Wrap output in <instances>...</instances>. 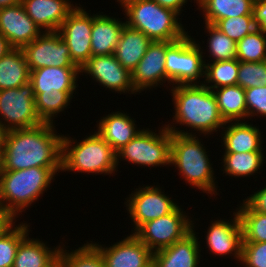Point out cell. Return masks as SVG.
Listing matches in <instances>:
<instances>
[{"label": "cell", "mask_w": 266, "mask_h": 267, "mask_svg": "<svg viewBox=\"0 0 266 267\" xmlns=\"http://www.w3.org/2000/svg\"><path fill=\"white\" fill-rule=\"evenodd\" d=\"M51 123L7 131L1 150L3 171L61 168L63 134Z\"/></svg>", "instance_id": "6da1fadb"}, {"label": "cell", "mask_w": 266, "mask_h": 267, "mask_svg": "<svg viewBox=\"0 0 266 267\" xmlns=\"http://www.w3.org/2000/svg\"><path fill=\"white\" fill-rule=\"evenodd\" d=\"M163 126L171 132L170 165L179 170L178 175L192 188H198L209 195H218L210 155L196 132L178 130L177 125L170 123Z\"/></svg>", "instance_id": "7a4b0ae2"}, {"label": "cell", "mask_w": 266, "mask_h": 267, "mask_svg": "<svg viewBox=\"0 0 266 267\" xmlns=\"http://www.w3.org/2000/svg\"><path fill=\"white\" fill-rule=\"evenodd\" d=\"M170 89L175 111L173 124L188 126L204 136L212 135L225 126L215 94L204 84L176 85Z\"/></svg>", "instance_id": "3957f363"}, {"label": "cell", "mask_w": 266, "mask_h": 267, "mask_svg": "<svg viewBox=\"0 0 266 267\" xmlns=\"http://www.w3.org/2000/svg\"><path fill=\"white\" fill-rule=\"evenodd\" d=\"M61 168L32 167L3 171L0 179V207L14 220L43 196Z\"/></svg>", "instance_id": "277c9868"}, {"label": "cell", "mask_w": 266, "mask_h": 267, "mask_svg": "<svg viewBox=\"0 0 266 267\" xmlns=\"http://www.w3.org/2000/svg\"><path fill=\"white\" fill-rule=\"evenodd\" d=\"M84 138L76 142L70 136L63 135L61 172L97 175L117 172L116 152L113 148L96 131Z\"/></svg>", "instance_id": "5b68a950"}, {"label": "cell", "mask_w": 266, "mask_h": 267, "mask_svg": "<svg viewBox=\"0 0 266 267\" xmlns=\"http://www.w3.org/2000/svg\"><path fill=\"white\" fill-rule=\"evenodd\" d=\"M120 5L127 18L125 24L143 32L152 41H178L188 33L178 20V13L161 7L154 0H126Z\"/></svg>", "instance_id": "8992f818"}, {"label": "cell", "mask_w": 266, "mask_h": 267, "mask_svg": "<svg viewBox=\"0 0 266 267\" xmlns=\"http://www.w3.org/2000/svg\"><path fill=\"white\" fill-rule=\"evenodd\" d=\"M196 42L187 34L166 50L165 69L171 87L204 83L200 78H205V53Z\"/></svg>", "instance_id": "52a82bcc"}, {"label": "cell", "mask_w": 266, "mask_h": 267, "mask_svg": "<svg viewBox=\"0 0 266 267\" xmlns=\"http://www.w3.org/2000/svg\"><path fill=\"white\" fill-rule=\"evenodd\" d=\"M171 132L164 126L158 133L144 129L128 144L116 152L117 167L119 160L143 167L170 166Z\"/></svg>", "instance_id": "ba28073f"}, {"label": "cell", "mask_w": 266, "mask_h": 267, "mask_svg": "<svg viewBox=\"0 0 266 267\" xmlns=\"http://www.w3.org/2000/svg\"><path fill=\"white\" fill-rule=\"evenodd\" d=\"M192 231V220L178 206L172 213L150 220L133 234L152 252L171 246Z\"/></svg>", "instance_id": "9c48e42d"}, {"label": "cell", "mask_w": 266, "mask_h": 267, "mask_svg": "<svg viewBox=\"0 0 266 267\" xmlns=\"http://www.w3.org/2000/svg\"><path fill=\"white\" fill-rule=\"evenodd\" d=\"M0 121L8 131L43 123L36 112L34 89L30 82L19 88L0 90Z\"/></svg>", "instance_id": "30bf717a"}, {"label": "cell", "mask_w": 266, "mask_h": 267, "mask_svg": "<svg viewBox=\"0 0 266 267\" xmlns=\"http://www.w3.org/2000/svg\"><path fill=\"white\" fill-rule=\"evenodd\" d=\"M138 187L126 198V210L130 214L135 232L144 223L172 213L179 205L166 195L158 185Z\"/></svg>", "instance_id": "8fae6325"}, {"label": "cell", "mask_w": 266, "mask_h": 267, "mask_svg": "<svg viewBox=\"0 0 266 267\" xmlns=\"http://www.w3.org/2000/svg\"><path fill=\"white\" fill-rule=\"evenodd\" d=\"M29 70L42 67H78L72 60L68 45L58 32H43L23 46Z\"/></svg>", "instance_id": "7c38bea8"}, {"label": "cell", "mask_w": 266, "mask_h": 267, "mask_svg": "<svg viewBox=\"0 0 266 267\" xmlns=\"http://www.w3.org/2000/svg\"><path fill=\"white\" fill-rule=\"evenodd\" d=\"M76 6L57 31L69 47L71 60L80 68L91 56L93 15Z\"/></svg>", "instance_id": "4fadbf2b"}, {"label": "cell", "mask_w": 266, "mask_h": 267, "mask_svg": "<svg viewBox=\"0 0 266 267\" xmlns=\"http://www.w3.org/2000/svg\"><path fill=\"white\" fill-rule=\"evenodd\" d=\"M80 73L91 75L105 90L111 89L120 94H138L132 84L131 72L118 62L114 54L91 56L80 67Z\"/></svg>", "instance_id": "5bb4252c"}, {"label": "cell", "mask_w": 266, "mask_h": 267, "mask_svg": "<svg viewBox=\"0 0 266 267\" xmlns=\"http://www.w3.org/2000/svg\"><path fill=\"white\" fill-rule=\"evenodd\" d=\"M175 41H152L137 67L131 72L135 91H141L163 85L168 77L165 69L166 50Z\"/></svg>", "instance_id": "9a60e30c"}, {"label": "cell", "mask_w": 266, "mask_h": 267, "mask_svg": "<svg viewBox=\"0 0 266 267\" xmlns=\"http://www.w3.org/2000/svg\"><path fill=\"white\" fill-rule=\"evenodd\" d=\"M233 216L230 221L225 219L211 221L206 232L205 242L210 254L221 257L233 256L239 263L242 253L243 230L237 210L233 211Z\"/></svg>", "instance_id": "2e32d148"}, {"label": "cell", "mask_w": 266, "mask_h": 267, "mask_svg": "<svg viewBox=\"0 0 266 267\" xmlns=\"http://www.w3.org/2000/svg\"><path fill=\"white\" fill-rule=\"evenodd\" d=\"M90 242L101 252L105 267H145L153 260V252L133 233L110 247Z\"/></svg>", "instance_id": "e0dca14e"}, {"label": "cell", "mask_w": 266, "mask_h": 267, "mask_svg": "<svg viewBox=\"0 0 266 267\" xmlns=\"http://www.w3.org/2000/svg\"><path fill=\"white\" fill-rule=\"evenodd\" d=\"M43 32L27 15L22 3L0 8V34L13 48H22Z\"/></svg>", "instance_id": "ac0fdd59"}, {"label": "cell", "mask_w": 266, "mask_h": 267, "mask_svg": "<svg viewBox=\"0 0 266 267\" xmlns=\"http://www.w3.org/2000/svg\"><path fill=\"white\" fill-rule=\"evenodd\" d=\"M194 230L192 221V231L183 239L153 252V261L157 267H198L202 249Z\"/></svg>", "instance_id": "d6986e66"}, {"label": "cell", "mask_w": 266, "mask_h": 267, "mask_svg": "<svg viewBox=\"0 0 266 267\" xmlns=\"http://www.w3.org/2000/svg\"><path fill=\"white\" fill-rule=\"evenodd\" d=\"M27 15L44 32H57L76 7L70 0H21Z\"/></svg>", "instance_id": "ffe728a7"}, {"label": "cell", "mask_w": 266, "mask_h": 267, "mask_svg": "<svg viewBox=\"0 0 266 267\" xmlns=\"http://www.w3.org/2000/svg\"><path fill=\"white\" fill-rule=\"evenodd\" d=\"M228 124V125H226ZM222 128L223 153L263 152L264 141L257 126L242 121H228Z\"/></svg>", "instance_id": "44dd1931"}, {"label": "cell", "mask_w": 266, "mask_h": 267, "mask_svg": "<svg viewBox=\"0 0 266 267\" xmlns=\"http://www.w3.org/2000/svg\"><path fill=\"white\" fill-rule=\"evenodd\" d=\"M96 131L115 152L120 150L143 129H138L135 119L125 112H111L97 121Z\"/></svg>", "instance_id": "7402d4cb"}, {"label": "cell", "mask_w": 266, "mask_h": 267, "mask_svg": "<svg viewBox=\"0 0 266 267\" xmlns=\"http://www.w3.org/2000/svg\"><path fill=\"white\" fill-rule=\"evenodd\" d=\"M79 67H42L30 71L29 82L34 93L58 91H76Z\"/></svg>", "instance_id": "603a6c76"}, {"label": "cell", "mask_w": 266, "mask_h": 267, "mask_svg": "<svg viewBox=\"0 0 266 267\" xmlns=\"http://www.w3.org/2000/svg\"><path fill=\"white\" fill-rule=\"evenodd\" d=\"M122 18H114L106 14H93L91 32L92 56L112 55L115 52L121 31L125 25Z\"/></svg>", "instance_id": "cb8c5ba5"}, {"label": "cell", "mask_w": 266, "mask_h": 267, "mask_svg": "<svg viewBox=\"0 0 266 267\" xmlns=\"http://www.w3.org/2000/svg\"><path fill=\"white\" fill-rule=\"evenodd\" d=\"M152 40L143 32L124 25L114 55L118 62L132 72L144 56Z\"/></svg>", "instance_id": "d4e9b609"}, {"label": "cell", "mask_w": 266, "mask_h": 267, "mask_svg": "<svg viewBox=\"0 0 266 267\" xmlns=\"http://www.w3.org/2000/svg\"><path fill=\"white\" fill-rule=\"evenodd\" d=\"M62 245L50 248L38 238L27 235L19 244L12 267H50L58 258Z\"/></svg>", "instance_id": "484cf974"}, {"label": "cell", "mask_w": 266, "mask_h": 267, "mask_svg": "<svg viewBox=\"0 0 266 267\" xmlns=\"http://www.w3.org/2000/svg\"><path fill=\"white\" fill-rule=\"evenodd\" d=\"M254 0H198L203 20L215 25L219 20L229 17L253 15Z\"/></svg>", "instance_id": "4316f807"}, {"label": "cell", "mask_w": 266, "mask_h": 267, "mask_svg": "<svg viewBox=\"0 0 266 267\" xmlns=\"http://www.w3.org/2000/svg\"><path fill=\"white\" fill-rule=\"evenodd\" d=\"M30 70L21 48L0 58V90L19 88L29 82Z\"/></svg>", "instance_id": "83f0119b"}, {"label": "cell", "mask_w": 266, "mask_h": 267, "mask_svg": "<svg viewBox=\"0 0 266 267\" xmlns=\"http://www.w3.org/2000/svg\"><path fill=\"white\" fill-rule=\"evenodd\" d=\"M223 119L241 121L247 119L245 89L239 85L225 86L212 90Z\"/></svg>", "instance_id": "f1b7e54d"}, {"label": "cell", "mask_w": 266, "mask_h": 267, "mask_svg": "<svg viewBox=\"0 0 266 267\" xmlns=\"http://www.w3.org/2000/svg\"><path fill=\"white\" fill-rule=\"evenodd\" d=\"M224 173L231 177H249L263 168V152L224 153L222 157Z\"/></svg>", "instance_id": "f546056e"}, {"label": "cell", "mask_w": 266, "mask_h": 267, "mask_svg": "<svg viewBox=\"0 0 266 267\" xmlns=\"http://www.w3.org/2000/svg\"><path fill=\"white\" fill-rule=\"evenodd\" d=\"M75 91H58L34 93L36 112L43 123H55V116L70 105Z\"/></svg>", "instance_id": "4dcf8cb0"}, {"label": "cell", "mask_w": 266, "mask_h": 267, "mask_svg": "<svg viewBox=\"0 0 266 267\" xmlns=\"http://www.w3.org/2000/svg\"><path fill=\"white\" fill-rule=\"evenodd\" d=\"M238 70V59L209 63L207 60V63H205V78L203 84L210 90L237 85Z\"/></svg>", "instance_id": "1f68e13d"}, {"label": "cell", "mask_w": 266, "mask_h": 267, "mask_svg": "<svg viewBox=\"0 0 266 267\" xmlns=\"http://www.w3.org/2000/svg\"><path fill=\"white\" fill-rule=\"evenodd\" d=\"M60 249L59 260L61 267H105L101 252L90 242L76 250Z\"/></svg>", "instance_id": "d6a6232c"}, {"label": "cell", "mask_w": 266, "mask_h": 267, "mask_svg": "<svg viewBox=\"0 0 266 267\" xmlns=\"http://www.w3.org/2000/svg\"><path fill=\"white\" fill-rule=\"evenodd\" d=\"M15 220L0 234V267H12L20 242L29 235L30 225ZM29 227V228H28Z\"/></svg>", "instance_id": "836d02e7"}, {"label": "cell", "mask_w": 266, "mask_h": 267, "mask_svg": "<svg viewBox=\"0 0 266 267\" xmlns=\"http://www.w3.org/2000/svg\"><path fill=\"white\" fill-rule=\"evenodd\" d=\"M205 24V33L207 32L208 40L206 47L209 51V58L211 61H224L237 59V42L230 39L225 33L221 32L212 24ZM207 30V31H206Z\"/></svg>", "instance_id": "e575fe53"}, {"label": "cell", "mask_w": 266, "mask_h": 267, "mask_svg": "<svg viewBox=\"0 0 266 267\" xmlns=\"http://www.w3.org/2000/svg\"><path fill=\"white\" fill-rule=\"evenodd\" d=\"M236 207L243 230V242H266V214L254 212L244 201Z\"/></svg>", "instance_id": "d590c367"}, {"label": "cell", "mask_w": 266, "mask_h": 267, "mask_svg": "<svg viewBox=\"0 0 266 267\" xmlns=\"http://www.w3.org/2000/svg\"><path fill=\"white\" fill-rule=\"evenodd\" d=\"M237 59L242 62L266 60V32L255 29L237 42Z\"/></svg>", "instance_id": "8d00e7d4"}, {"label": "cell", "mask_w": 266, "mask_h": 267, "mask_svg": "<svg viewBox=\"0 0 266 267\" xmlns=\"http://www.w3.org/2000/svg\"><path fill=\"white\" fill-rule=\"evenodd\" d=\"M214 26L235 42L257 29L253 15L224 18Z\"/></svg>", "instance_id": "74e56055"}, {"label": "cell", "mask_w": 266, "mask_h": 267, "mask_svg": "<svg viewBox=\"0 0 266 267\" xmlns=\"http://www.w3.org/2000/svg\"><path fill=\"white\" fill-rule=\"evenodd\" d=\"M237 85L243 89L266 86V60L262 62L239 61Z\"/></svg>", "instance_id": "f35d334b"}, {"label": "cell", "mask_w": 266, "mask_h": 267, "mask_svg": "<svg viewBox=\"0 0 266 267\" xmlns=\"http://www.w3.org/2000/svg\"><path fill=\"white\" fill-rule=\"evenodd\" d=\"M266 267V242H242L240 265Z\"/></svg>", "instance_id": "ab89813d"}, {"label": "cell", "mask_w": 266, "mask_h": 267, "mask_svg": "<svg viewBox=\"0 0 266 267\" xmlns=\"http://www.w3.org/2000/svg\"><path fill=\"white\" fill-rule=\"evenodd\" d=\"M247 118L262 116L266 118V86L245 89Z\"/></svg>", "instance_id": "60d3db41"}, {"label": "cell", "mask_w": 266, "mask_h": 267, "mask_svg": "<svg viewBox=\"0 0 266 267\" xmlns=\"http://www.w3.org/2000/svg\"><path fill=\"white\" fill-rule=\"evenodd\" d=\"M254 212L266 214V185L243 200Z\"/></svg>", "instance_id": "b9f144b4"}, {"label": "cell", "mask_w": 266, "mask_h": 267, "mask_svg": "<svg viewBox=\"0 0 266 267\" xmlns=\"http://www.w3.org/2000/svg\"><path fill=\"white\" fill-rule=\"evenodd\" d=\"M253 16L257 29L266 32V0L254 1Z\"/></svg>", "instance_id": "7bdbcfd3"}, {"label": "cell", "mask_w": 266, "mask_h": 267, "mask_svg": "<svg viewBox=\"0 0 266 267\" xmlns=\"http://www.w3.org/2000/svg\"><path fill=\"white\" fill-rule=\"evenodd\" d=\"M161 7L171 9L181 15L183 5L187 4L188 0H154ZM182 9V10H181Z\"/></svg>", "instance_id": "ee69618b"}, {"label": "cell", "mask_w": 266, "mask_h": 267, "mask_svg": "<svg viewBox=\"0 0 266 267\" xmlns=\"http://www.w3.org/2000/svg\"><path fill=\"white\" fill-rule=\"evenodd\" d=\"M13 47L9 44L8 40L0 34V58L6 55Z\"/></svg>", "instance_id": "f6af8a7d"}, {"label": "cell", "mask_w": 266, "mask_h": 267, "mask_svg": "<svg viewBox=\"0 0 266 267\" xmlns=\"http://www.w3.org/2000/svg\"><path fill=\"white\" fill-rule=\"evenodd\" d=\"M7 131L8 130L4 127L3 123L0 121V152L5 143Z\"/></svg>", "instance_id": "bcb514c9"}, {"label": "cell", "mask_w": 266, "mask_h": 267, "mask_svg": "<svg viewBox=\"0 0 266 267\" xmlns=\"http://www.w3.org/2000/svg\"><path fill=\"white\" fill-rule=\"evenodd\" d=\"M14 221L13 218H0V234Z\"/></svg>", "instance_id": "7dc6e473"}, {"label": "cell", "mask_w": 266, "mask_h": 267, "mask_svg": "<svg viewBox=\"0 0 266 267\" xmlns=\"http://www.w3.org/2000/svg\"><path fill=\"white\" fill-rule=\"evenodd\" d=\"M21 3V0H0V8L7 6H14Z\"/></svg>", "instance_id": "c3c4849f"}, {"label": "cell", "mask_w": 266, "mask_h": 267, "mask_svg": "<svg viewBox=\"0 0 266 267\" xmlns=\"http://www.w3.org/2000/svg\"><path fill=\"white\" fill-rule=\"evenodd\" d=\"M0 218H12V217L7 213H4L0 207Z\"/></svg>", "instance_id": "681fc988"}, {"label": "cell", "mask_w": 266, "mask_h": 267, "mask_svg": "<svg viewBox=\"0 0 266 267\" xmlns=\"http://www.w3.org/2000/svg\"><path fill=\"white\" fill-rule=\"evenodd\" d=\"M2 172H3V164H2V155H1V152H0V179H1V176H2Z\"/></svg>", "instance_id": "f907efd6"}, {"label": "cell", "mask_w": 266, "mask_h": 267, "mask_svg": "<svg viewBox=\"0 0 266 267\" xmlns=\"http://www.w3.org/2000/svg\"><path fill=\"white\" fill-rule=\"evenodd\" d=\"M50 267H61L59 258Z\"/></svg>", "instance_id": "816d5d0a"}, {"label": "cell", "mask_w": 266, "mask_h": 267, "mask_svg": "<svg viewBox=\"0 0 266 267\" xmlns=\"http://www.w3.org/2000/svg\"><path fill=\"white\" fill-rule=\"evenodd\" d=\"M145 267H157V265L154 263V261L152 260L148 265H146Z\"/></svg>", "instance_id": "f5cc1de1"}, {"label": "cell", "mask_w": 266, "mask_h": 267, "mask_svg": "<svg viewBox=\"0 0 266 267\" xmlns=\"http://www.w3.org/2000/svg\"><path fill=\"white\" fill-rule=\"evenodd\" d=\"M124 1H126V0H117V2L119 3V5H120L122 2H124Z\"/></svg>", "instance_id": "db71d44e"}]
</instances>
